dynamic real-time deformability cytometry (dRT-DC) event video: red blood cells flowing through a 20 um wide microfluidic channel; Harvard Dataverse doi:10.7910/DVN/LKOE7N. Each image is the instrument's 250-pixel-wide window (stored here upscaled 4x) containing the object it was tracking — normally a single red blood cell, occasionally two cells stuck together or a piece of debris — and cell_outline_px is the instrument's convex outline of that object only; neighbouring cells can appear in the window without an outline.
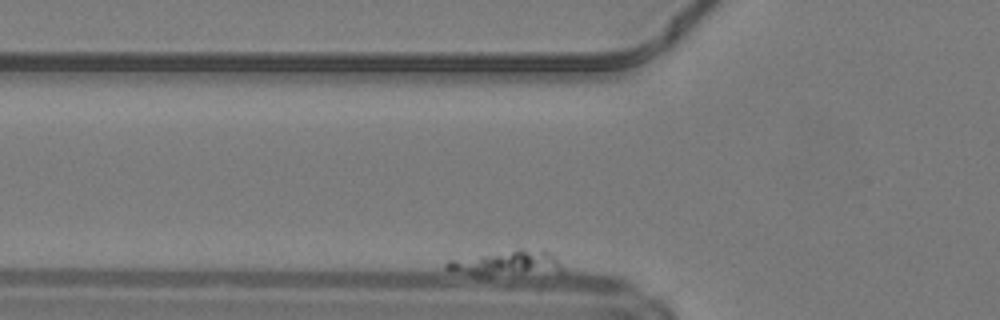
{"species": "common noctule bat (a hibernating species)", "species_latin": "Nyctalus noctula", "temperature_condition": "warm", "stored_images_in_passage": 45, "camera_frame_rate_fps": 3000, "um_per_image_px": 0.085, "animal": {"sex": "male", "body_mass_g": 19.2, "forearm_length_mm": 51.8}, "frame": {"image": 1, "passage_image": 2, "time_ms": 0.333, "image_size_px": [1000, 320], "cell_outline_px": [[564, 272], [488, 276], [476, 276], [444, 268], [444, 264], [448, 260], [520, 248], [544, 248], [556, 256], [564, 268]], "centroid_in_image_um": [43.17, 22.36], "position_along_channel_um": 82.6, "area_um2": 17.57}}
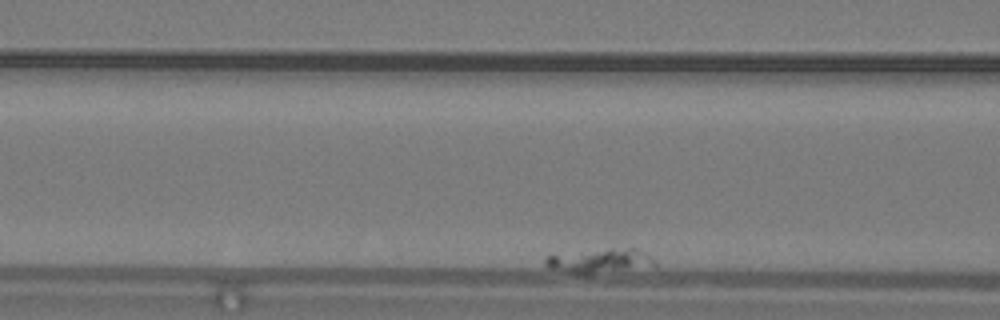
{"frame": {"image": 2, "passage_image": 8, "time_ms": 2.333, "image_size_px": [1000, 320], "cell_outline_px": [[656, 268], [588, 276], [580, 276], [548, 268], [544, 264], [544, 260], [548, 256], [608, 248], [636, 248], [648, 252], [656, 260]], "centroid_in_image_um": [51.14, 22.24], "position_along_channel_um": 115.5, "area_um2": 16.82}}
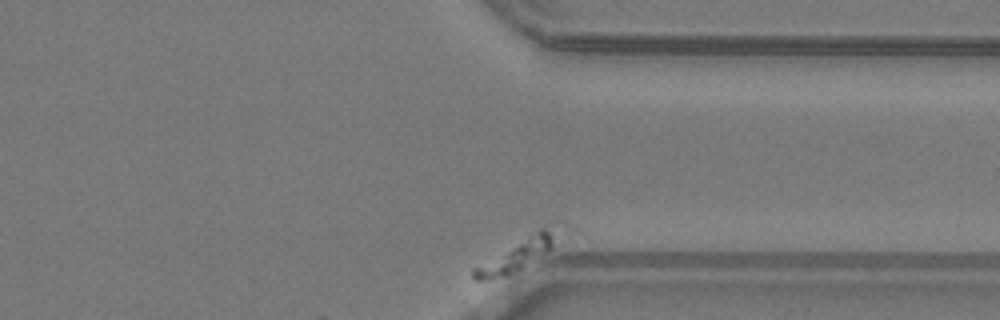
{"frame": {"image": 3, "passage_image": 45, "time_ms": 14.667, "image_size_px": [1000, 320], "cell_outline_px": [[552, 248], [544, 256], [508, 276], [488, 280], [472, 280], [472, 268], [532, 232], [540, 228], [544, 228], [548, 232], [552, 244]], "centroid_in_image_um": [43.73, 21.82], "position_along_channel_um": 367.7, "area_um2": 14.51}}